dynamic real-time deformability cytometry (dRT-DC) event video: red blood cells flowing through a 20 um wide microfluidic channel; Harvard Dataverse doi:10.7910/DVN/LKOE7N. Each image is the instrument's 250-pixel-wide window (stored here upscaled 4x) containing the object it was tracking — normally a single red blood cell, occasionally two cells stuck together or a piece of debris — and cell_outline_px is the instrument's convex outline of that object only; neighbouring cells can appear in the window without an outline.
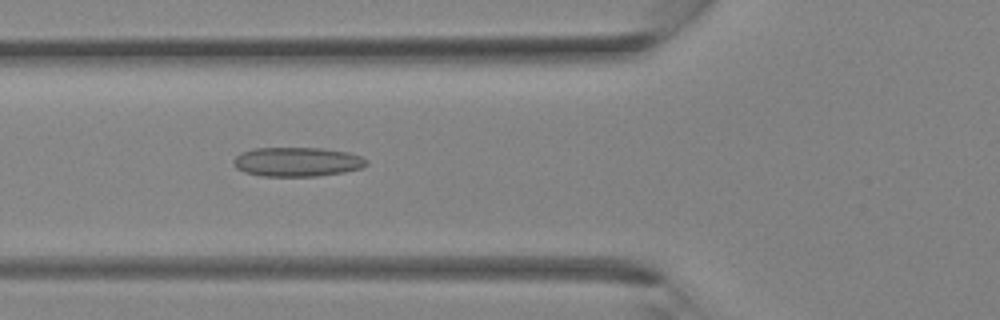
{"species": "Egyptian fruit bat (a non-hibernating species)", "species_latin": "Rousettus aegyptiacus", "temperature_condition": "room temperature", "stored_images_in_passage": 31, "camera_frame_rate_fps": 3000, "um_per_image_px": 0.085, "animal": {"sex": "female"}, "frame": {"image": 1, "passage_image": 9, "time_ms": 2.667, "image_size_px": [1000, 320], "cell_outline_px": [[368, 164], [360, 168], [344, 172], [316, 176], [260, 176], [244, 172], [236, 168], [232, 164], [232, 160], [240, 152], [256, 148], [320, 148], [348, 152], [360, 156], [368, 160]], "centroid_in_image_um": [25.22, 13.76], "position_along_channel_um": 100.6, "area_um2": 22.77}}
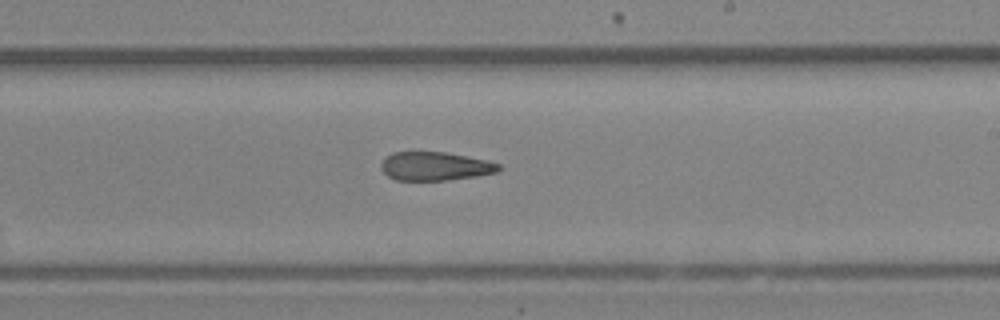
{"frame": {"image": 2, "passage_image": 17, "time_ms": 5.333, "image_size_px": [1000, 320], "cell_outline_px": [[500, 168], [496, 172], [476, 176], [444, 180], [396, 180], [388, 176], [380, 168], [380, 164], [392, 152], [444, 152], [468, 156], [488, 160], [500, 164]], "centroid_in_image_um": [36.98, 14.12], "position_along_channel_um": 252.0, "area_um2": 19.48}}
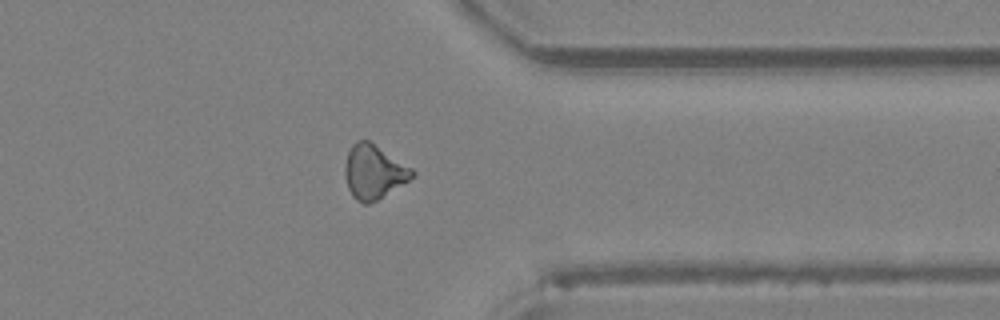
{"frame": {"image": 3, "passage_image": 24, "time_ms": 7.667, "image_size_px": [1000, 320], "cell_outline_px": [[416, 172], [408, 180], [376, 200], [368, 204], [364, 204], [356, 200], [352, 196], [348, 188], [344, 176], [344, 168], [348, 152], [352, 144], [356, 140], [368, 140], [412, 168]], "centroid_in_image_um": [31.72, 14.6], "position_along_channel_um": 379.7, "area_um2": 20.87}}